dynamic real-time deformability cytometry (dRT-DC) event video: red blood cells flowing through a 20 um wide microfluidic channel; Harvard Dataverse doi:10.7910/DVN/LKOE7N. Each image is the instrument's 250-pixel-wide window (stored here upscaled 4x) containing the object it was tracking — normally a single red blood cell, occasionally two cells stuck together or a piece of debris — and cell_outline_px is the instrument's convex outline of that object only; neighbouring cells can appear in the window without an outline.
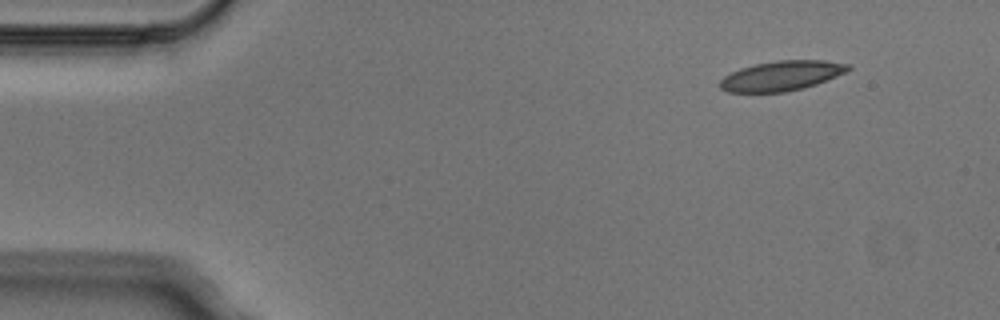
{"species": "Egyptian fruit bat (a non-hibernating species)", "species_latin": "Rousettus aegyptiacus", "temperature_condition": "cold", "stored_images_in_passage": 5, "segment_of_instrument_passage": [2, 2], "camera_frame_rate_fps": 3000, "um_per_image_px": 0.085, "animal": {"sex": "male"}, "frame": {"image": 1, "passage_image": 5, "time_ms": 1.333, "image_size_px": [1000, 320], "cell_outline_px": [[852, 68], [836, 76], [816, 84], [804, 88], [784, 92], [728, 92], [720, 88], [720, 80], [724, 76], [740, 68], [756, 64], [776, 60], [824, 60], [848, 64]], "centroid_in_image_um": [66.42, 6.44], "position_along_channel_um": 18.6, "area_um2": 22.14}}